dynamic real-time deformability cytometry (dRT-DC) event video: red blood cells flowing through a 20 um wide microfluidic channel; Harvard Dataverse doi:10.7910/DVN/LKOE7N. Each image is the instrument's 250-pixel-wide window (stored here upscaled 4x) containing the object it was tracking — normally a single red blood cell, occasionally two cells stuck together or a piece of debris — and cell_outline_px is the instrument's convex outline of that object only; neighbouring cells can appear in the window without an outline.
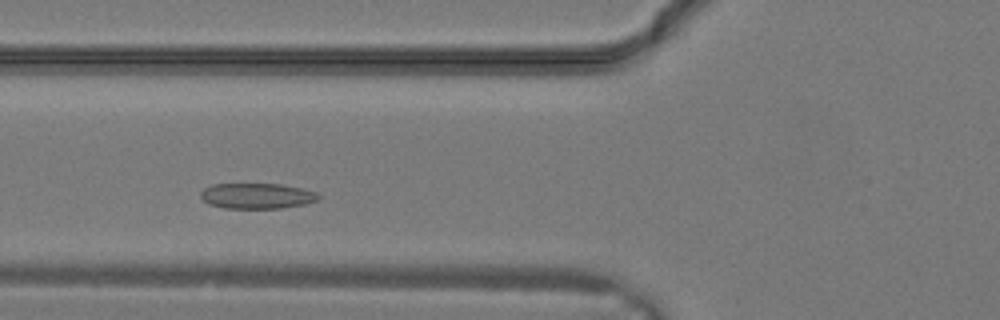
{"species": "common noctule bat (a hibernating species)", "species_latin": "Nyctalus noctula", "temperature_condition": "warm", "stored_images_in_passage": 25, "camera_frame_rate_fps": 3000, "um_per_image_px": 0.085, "animal": {"sex": "male", "body_mass_g": 19.2, "forearm_length_mm": 51.8}, "frame": {"image": 1, "passage_image": 6, "time_ms": 1.667, "image_size_px": [1000, 320], "cell_outline_px": [[320, 196], [316, 200], [304, 204], [280, 208], [224, 208], [208, 204], [200, 196], [200, 192], [204, 188], [212, 184], [280, 184], [300, 188], [316, 192]], "centroid_in_image_um": [21.79, 16.65], "position_along_channel_um": 104.0, "area_um2": 17.4}}
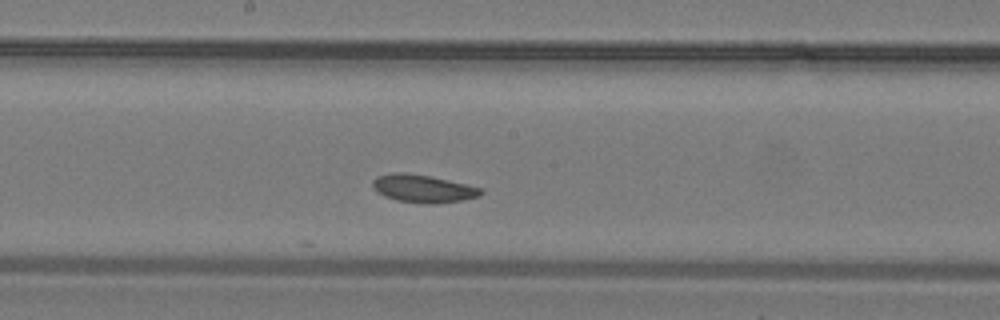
{"frame": {"image": 2, "passage_image": 11, "time_ms": 3.333, "image_size_px": [1000, 320], "cell_outline_px": [[484, 192], [480, 196], [464, 200], [432, 204], [428, 204], [396, 200], [384, 196], [376, 192], [372, 184], [372, 180], [376, 176], [392, 172], [404, 172], [432, 176], [484, 188]], "centroid_in_image_um": [35.97, 16.02], "position_along_channel_um": 212.2, "area_um2": 17.86}}
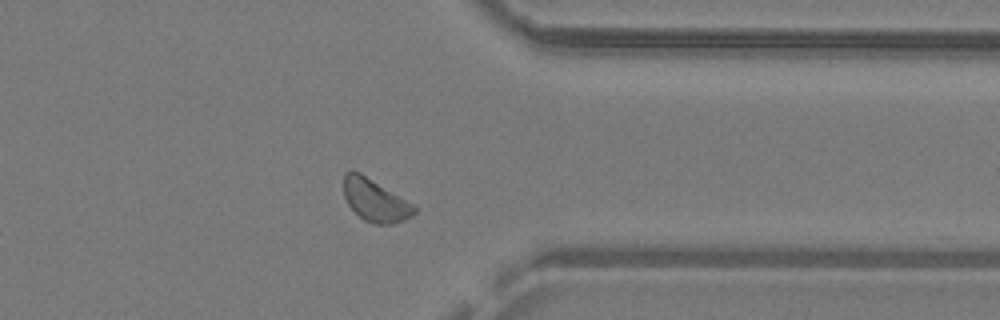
{"frame": {"image": 3, "passage_image": 19, "time_ms": 6.0, "image_size_px": [1000, 320], "cell_outline_px": [[416, 212], [412, 216], [404, 220], [392, 224], [372, 224], [364, 220], [348, 204], [344, 196], [344, 172], [360, 172], [416, 204]], "centroid_in_image_um": [31.94, 17.03], "position_along_channel_um": 379.5, "area_um2": 17.57}}